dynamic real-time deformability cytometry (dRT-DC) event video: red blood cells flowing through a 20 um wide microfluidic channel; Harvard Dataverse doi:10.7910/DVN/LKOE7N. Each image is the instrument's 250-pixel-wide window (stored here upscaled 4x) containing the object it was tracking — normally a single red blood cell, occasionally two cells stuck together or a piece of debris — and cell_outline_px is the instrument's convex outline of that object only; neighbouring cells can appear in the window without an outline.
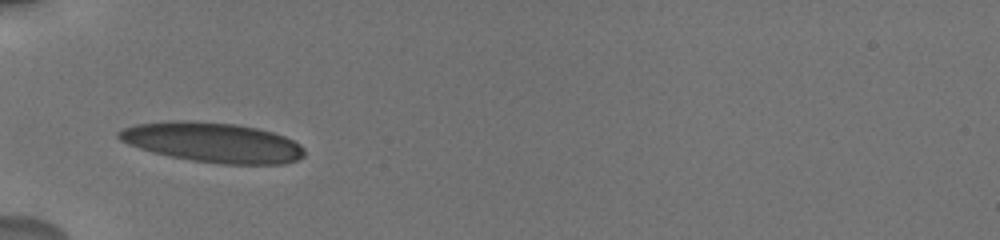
{"species": "human", "species_latin": "Homo sapiens", "temperature_condition": "cold", "stored_images_in_passage": 51, "camera_frame_rate_fps": 3000, "um_per_image_px": 0.085, "donor": {"sex": "male"}, "frame": {"image": 1, "passage_image": 1, "time_ms": 0.0, "image_size_px": [1000, 240], "cell_outline_px": [[304, 156], [296, 160], [284, 164], [220, 164], [192, 160], [152, 152], [128, 144], [120, 140], [116, 136], [116, 132], [124, 128], [136, 124], [172, 120], [188, 120], [236, 124], [256, 128], [272, 132], [284, 136], [300, 144], [304, 148]], "centroid_in_image_um": [18.07, 12.1], "position_along_channel_um": 66.9, "area_um2": 43.12}}
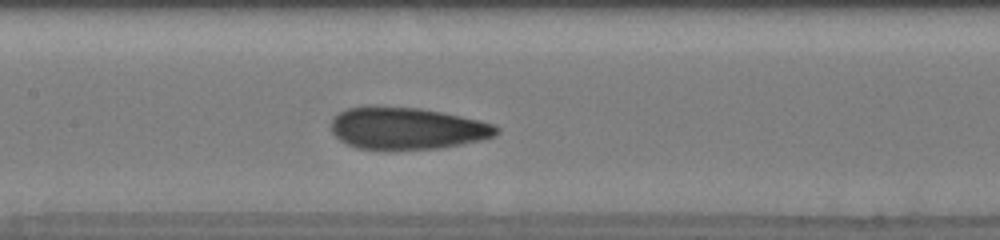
{"frame": {"image": 2, "passage_image": 14, "time_ms": 3.0, "image_size_px": [1000, 240], "cell_outline_px": [[500, 132], [492, 136], [480, 140], [440, 148], [384, 152], [356, 148], [344, 144], [332, 132], [332, 116], [348, 108], [368, 104], [420, 108], [480, 120], [492, 124], [500, 128]], "centroid_in_image_um": [34.51, 10.92], "position_along_channel_um": 172.9, "area_um2": 41.62}}
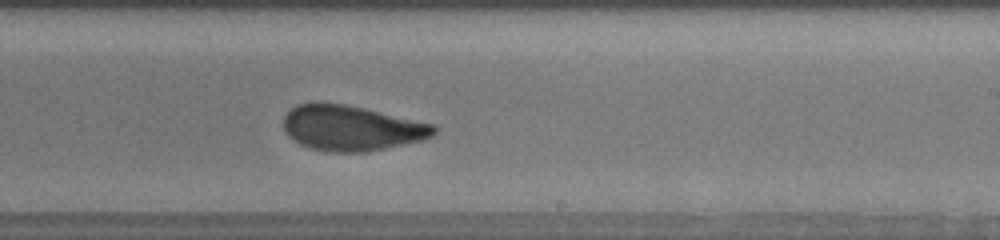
{"frame": {"image": 3, "passage_image": 26, "time_ms": 5.333, "image_size_px": [1000, 240], "cell_outline_px": [[440, 128], [432, 136], [424, 140], [364, 152], [332, 152], [312, 148], [300, 144], [288, 136], [284, 132], [284, 116], [296, 104], [312, 100], [324, 100], [364, 108], [436, 124]], "centroid_in_image_um": [29.87, 10.85], "position_along_channel_um": 259.1, "area_um2": 40.34}, "authors_computed_cell_mechanics": {"area_um2": 40.171, "velocity_mm_per_s": 3.7186, "shape_relaxation_time_tau1_ms": 4.9677, "shape_relaxation_time_tau2_ms": 1.1959, "deformation_change_tau1": 0.1729, "deformation_change_tau2": 0.0838}}